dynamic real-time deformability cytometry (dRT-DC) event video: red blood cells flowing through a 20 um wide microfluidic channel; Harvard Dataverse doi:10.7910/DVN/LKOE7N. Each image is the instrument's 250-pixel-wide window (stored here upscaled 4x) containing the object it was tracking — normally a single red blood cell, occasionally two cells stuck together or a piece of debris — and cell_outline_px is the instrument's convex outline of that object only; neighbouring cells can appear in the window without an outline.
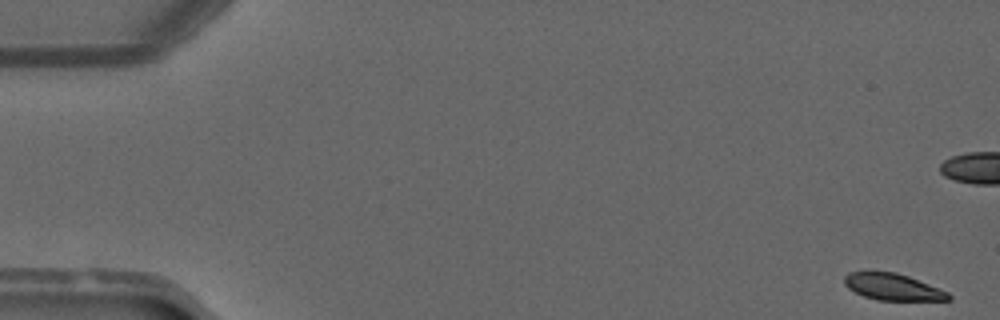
{"species": "common noctule bat (a hibernating species)", "species_latin": "Nyctalus noctula", "temperature_condition": "warm", "stored_images_in_passage": 14, "camera_frame_rate_fps": 3000, "um_per_image_px": 0.085, "animal": {"sex": "male", "forearm_length_mm": 52.5}, "frame": {"image": 1, "passage_image": 1, "time_ms": 0.0, "image_size_px": [1000, 320], "cell_outline_px": [[952, 300], [876, 300], [864, 296], [848, 288], [844, 284], [844, 276], [848, 272], [896, 272], [908, 276], [940, 288], [948, 292], [952, 296]], "centroid_in_image_um": [75.91, 24.39], "position_along_channel_um": 9.1, "area_um2": 16.13}}